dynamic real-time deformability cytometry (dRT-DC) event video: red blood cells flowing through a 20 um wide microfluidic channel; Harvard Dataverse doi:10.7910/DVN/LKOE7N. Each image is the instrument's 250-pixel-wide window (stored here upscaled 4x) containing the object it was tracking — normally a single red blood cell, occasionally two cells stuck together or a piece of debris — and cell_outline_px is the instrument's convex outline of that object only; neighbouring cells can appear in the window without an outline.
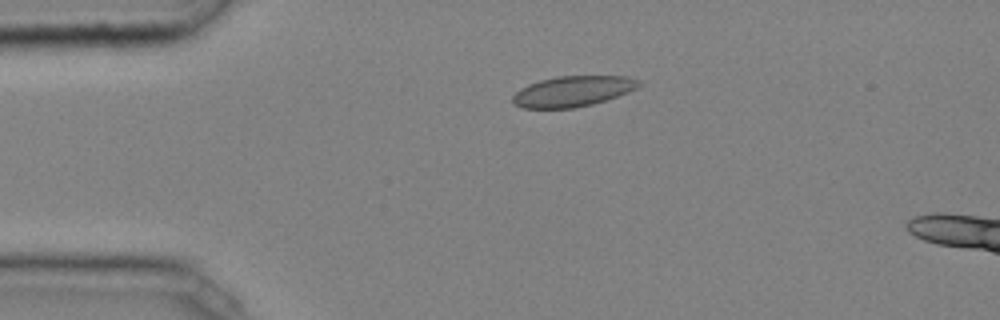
{"species": "common noctule bat (a hibernating species)", "species_latin": "Nyctalus noctula", "temperature_condition": "cold", "stored_images_in_passage": 33, "camera_frame_rate_fps": 3000, "um_per_image_px": 0.085, "animal": {"sex": "male", "body_mass_g": 20.4}, "frame": {"image": 1, "passage_image": 1, "time_ms": 0.0, "image_size_px": [1000, 320], "cell_outline_px": [[640, 84], [636, 88], [628, 92], [592, 104], [576, 108], [524, 108], [512, 104], [512, 96], [520, 88], [528, 84], [540, 80], [556, 76], [628, 76], [640, 80]], "centroid_in_image_um": [48.65, 7.76], "position_along_channel_um": 36.4, "area_um2": 22.48}}
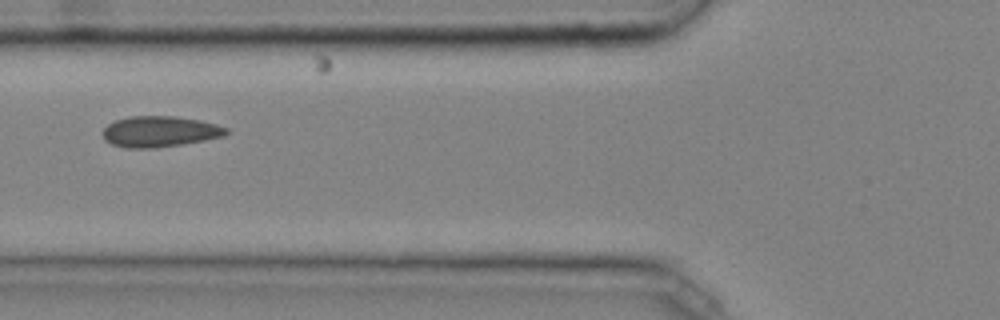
{"frame": {"image": 2, "passage_image": 9, "time_ms": 2.667, "image_size_px": [1000, 320], "cell_outline_px": [[232, 132], [224, 136], [204, 140], [180, 144], [152, 148], [124, 148], [112, 144], [104, 140], [100, 132], [108, 124], [116, 120], [132, 116], [176, 116], [200, 120], [216, 124], [228, 128]], "centroid_in_image_um": [13.57, 11.18], "position_along_channel_um": 112.2, "area_um2": 22.37}}
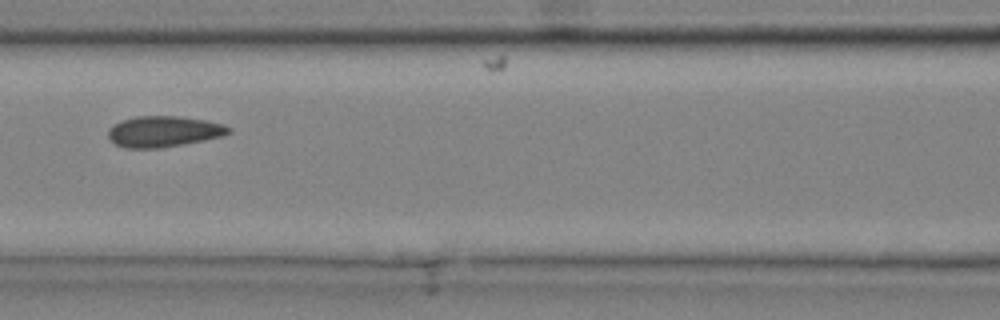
{"frame": {"image": 3, "passage_image": 12, "time_ms": 3.667, "image_size_px": [1000, 320], "cell_outline_px": [[232, 132], [224, 136], [204, 140], [160, 148], [124, 148], [116, 144], [108, 136], [108, 128], [112, 124], [120, 120], [136, 116], [180, 116], [204, 120], [224, 124], [232, 128]], "centroid_in_image_um": [13.91, 11.17], "position_along_channel_um": 152.7, "area_um2": 21.91}, "authors_computed_cell_mechanics": {"area_um2": 21.4438, "velocity_mm_per_s": 4.0429, "shape_relaxation_time_tau1_ms": null, "shape_relaxation_time_tau2_ms": 0.862, "deformation_change_tau1": null, "deformation_change_tau2": 0.067}}